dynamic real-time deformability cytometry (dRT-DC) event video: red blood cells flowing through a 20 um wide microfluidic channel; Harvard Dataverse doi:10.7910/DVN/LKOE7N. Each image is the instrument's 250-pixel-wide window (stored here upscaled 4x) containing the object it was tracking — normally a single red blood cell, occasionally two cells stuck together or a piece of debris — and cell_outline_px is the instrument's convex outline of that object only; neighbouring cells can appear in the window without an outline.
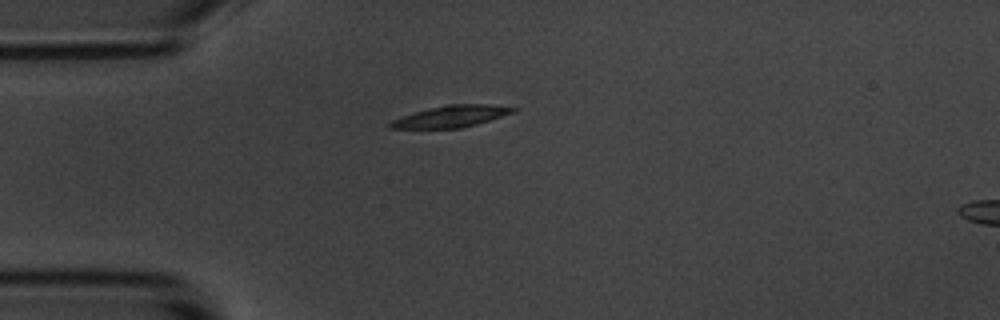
{"species": "common noctule bat (a hibernating species)", "species_latin": "Nyctalus noctula", "temperature_condition": "room temperature", "stored_images_in_passage": 4, "camera_frame_rate_fps": 3000, "um_per_image_px": 0.085, "animal": {"sex": "male", "body_mass_g": 20.1, "forearm_length_mm": 53.5}, "frame": {"image": 1, "passage_image": 1, "time_ms": 0.0, "image_size_px": [1000, 320], "cell_outline_px": [[520, 108], [516, 112], [476, 124], [460, 128], [388, 128], [388, 124], [392, 120], [400, 116], [428, 108], [448, 104], [488, 104]], "centroid_in_image_um": [38.36, 9.88], "position_along_channel_um": 46.6, "area_um2": 15.55}}
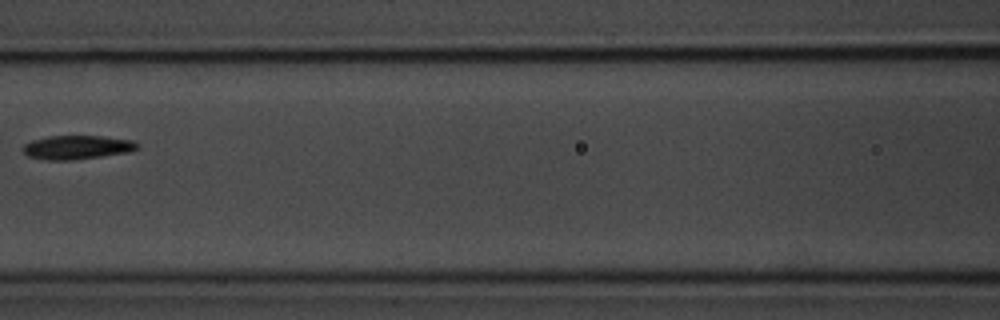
{"frame": {"image": 2, "passage_image": 4, "time_ms": 3.667, "image_size_px": [1000, 320], "cell_outline_px": [[140, 148], [128, 152], [72, 160], [44, 160], [28, 156], [20, 148], [24, 144], [32, 140], [48, 136], [104, 136], [132, 140], [140, 144]], "centroid_in_image_um": [6.54, 12.52], "position_along_channel_um": 160.1, "area_um2": 16.01}}